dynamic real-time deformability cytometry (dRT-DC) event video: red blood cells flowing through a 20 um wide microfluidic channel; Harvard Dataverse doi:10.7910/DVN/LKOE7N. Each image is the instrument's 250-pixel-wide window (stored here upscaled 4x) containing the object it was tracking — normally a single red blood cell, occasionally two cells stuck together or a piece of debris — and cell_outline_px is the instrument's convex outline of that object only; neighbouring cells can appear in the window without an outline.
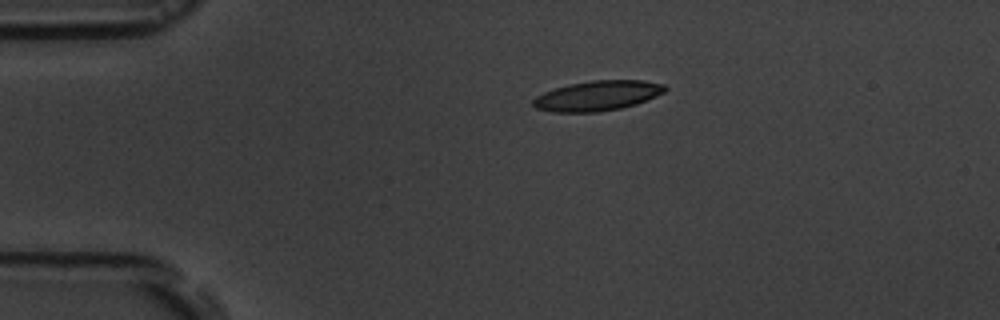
{"species": "common noctule bat (a hibernating species)", "species_latin": "Nyctalus noctula", "temperature_condition": "room temperature", "stored_images_in_passage": 3, "camera_frame_rate_fps": 3000, "um_per_image_px": 0.085, "animal": {"sex": "male", "body_mass_g": 19.5, "forearm_length_mm": 54.6}, "frame": {"image": 1, "passage_image": 1, "time_ms": 0.0, "image_size_px": [1000, 320], "cell_outline_px": [[668, 88], [664, 92], [656, 96], [636, 104], [620, 108], [596, 112], [552, 112], [536, 108], [532, 104], [532, 100], [536, 96], [544, 92], [568, 84], [592, 80], [644, 80], [664, 84]], "centroid_in_image_um": [50.79, 8.13], "position_along_channel_um": 34.2, "area_um2": 23.06}}
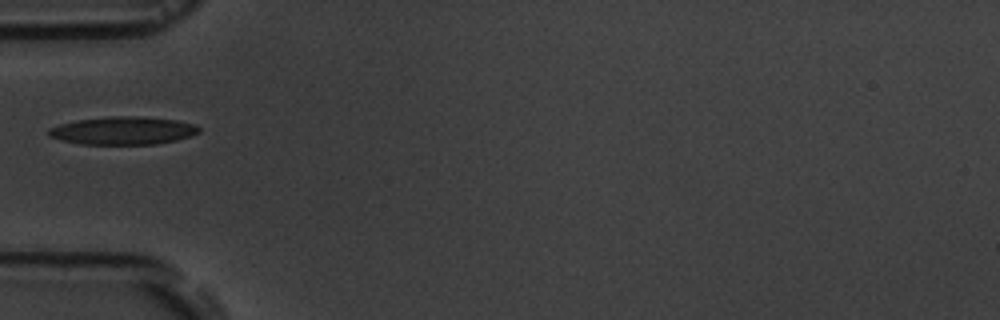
{"frame": {"image": 2, "passage_image": 3, "time_ms": 2.333, "image_size_px": [1000, 320], "cell_outline_px": [[200, 132], [192, 136], [176, 140], [156, 144], [80, 144], [60, 140], [48, 136], [48, 128], [60, 124], [76, 120], [108, 116], [136, 116], [176, 120], [196, 124], [200, 128]], "centroid_in_image_um": [10.46, 11.1], "position_along_channel_um": 74.5, "area_um2": 24.62}}